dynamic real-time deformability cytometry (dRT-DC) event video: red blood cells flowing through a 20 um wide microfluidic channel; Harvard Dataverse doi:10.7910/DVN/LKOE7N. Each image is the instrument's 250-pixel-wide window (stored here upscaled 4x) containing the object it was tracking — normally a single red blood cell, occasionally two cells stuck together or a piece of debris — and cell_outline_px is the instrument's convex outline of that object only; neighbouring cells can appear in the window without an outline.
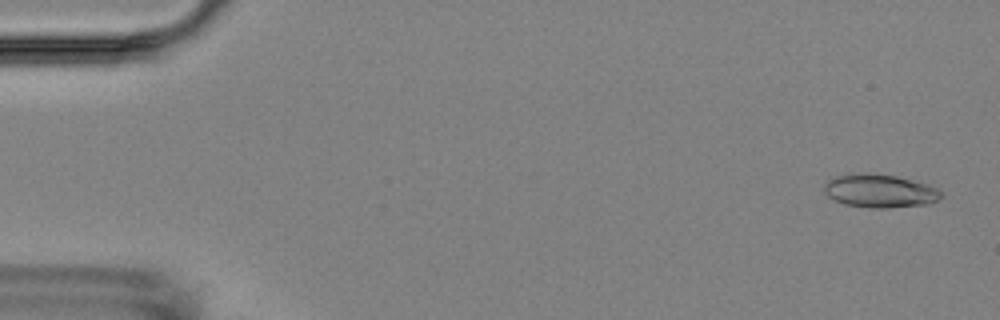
{"species": "Egyptian fruit bat (a non-hibernating species)", "species_latin": "Rousettus aegyptiacus", "temperature_condition": "room temperature", "stored_images_in_passage": 5, "camera_frame_rate_fps": 3000, "um_per_image_px": 0.085, "animal": {"sex": "female"}, "frame": {"image": 1, "passage_image": 1, "time_ms": 0.0, "image_size_px": [1000, 320], "cell_outline_px": [[944, 196], [928, 204], [888, 208], [868, 208], [844, 204], [828, 196], [824, 192], [824, 184], [828, 180], [836, 176], [896, 176], [928, 184], [936, 188]], "centroid_in_image_um": [74.82, 16.29], "position_along_channel_um": 10.2, "area_um2": 21.85}}
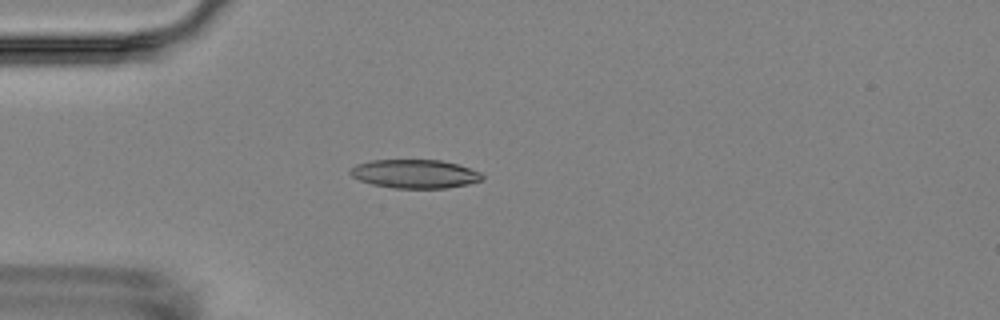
{"frame": {"image": 2, "passage_image": 4, "time_ms": 4.333, "image_size_px": [1000, 320], "cell_outline_px": [[484, 180], [468, 184], [448, 188], [392, 188], [372, 184], [360, 180], [352, 176], [348, 172], [356, 164], [372, 160], [440, 160], [456, 164], [480, 172], [484, 176]], "centroid_in_image_um": [35.27, 14.78], "position_along_channel_um": 49.7, "area_um2": 22.02}}